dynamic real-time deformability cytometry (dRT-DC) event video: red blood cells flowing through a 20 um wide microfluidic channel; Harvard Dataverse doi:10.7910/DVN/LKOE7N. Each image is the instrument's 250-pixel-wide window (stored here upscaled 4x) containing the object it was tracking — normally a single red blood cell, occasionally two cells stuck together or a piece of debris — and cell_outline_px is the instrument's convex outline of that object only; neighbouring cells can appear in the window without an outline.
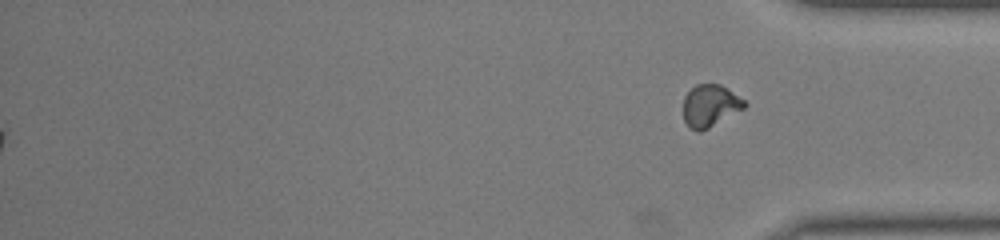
{"species": "common noctule bat (a hibernating species)", "species_latin": "Nyctalus noctula", "temperature_condition": "warm", "stored_images_in_passage": 41, "segment_of_instrument_passage": [2, 2], "camera_frame_rate_fps": 3000, "um_per_image_px": 0.085, "animal": {"sex": "male", "body_mass_g": 19.0, "forearm_length_mm": 50.8}, "frame": {"image": 1, "passage_image": 41, "time_ms": 13.333, "image_size_px": [1000, 240], "cell_outline_px": [[748, 104], [744, 108], [708, 128], [700, 132], [696, 132], [684, 120], [684, 96], [696, 84], [720, 84], [744, 100]], "centroid_in_image_um": [60.35, 8.98], "position_along_channel_um": 374.8, "area_um2": 14.74}}